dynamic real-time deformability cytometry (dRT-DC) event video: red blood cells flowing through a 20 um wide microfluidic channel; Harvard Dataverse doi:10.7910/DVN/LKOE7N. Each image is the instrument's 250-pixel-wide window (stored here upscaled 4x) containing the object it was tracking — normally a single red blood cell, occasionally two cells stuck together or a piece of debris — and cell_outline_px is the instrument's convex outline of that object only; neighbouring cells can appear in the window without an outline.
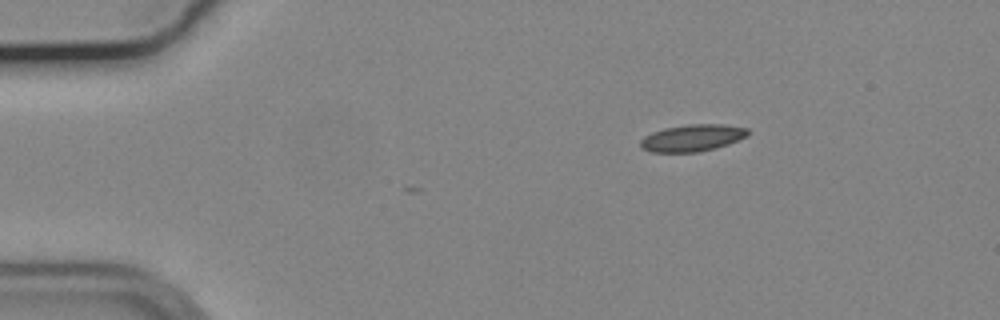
{"species": "common noctule bat (a hibernating species)", "species_latin": "Nyctalus noctula", "temperature_condition": "cold", "stored_images_in_passage": 3, "camera_frame_rate_fps": 3000, "um_per_image_px": 0.085, "animal": {"sex": "male", "body_mass_g": 19.2, "forearm_length_mm": 51.8}, "frame": {"image": 1, "passage_image": 1, "time_ms": 0.0, "image_size_px": [1000, 320], "cell_outline_px": [[748, 136], [728, 144], [716, 148], [700, 152], [648, 152], [640, 148], [640, 140], [644, 136], [652, 132], [664, 128], [688, 124], [724, 124], [748, 128]], "centroid_in_image_um": [58.83, 11.72], "position_along_channel_um": 26.2, "area_um2": 17.05}}